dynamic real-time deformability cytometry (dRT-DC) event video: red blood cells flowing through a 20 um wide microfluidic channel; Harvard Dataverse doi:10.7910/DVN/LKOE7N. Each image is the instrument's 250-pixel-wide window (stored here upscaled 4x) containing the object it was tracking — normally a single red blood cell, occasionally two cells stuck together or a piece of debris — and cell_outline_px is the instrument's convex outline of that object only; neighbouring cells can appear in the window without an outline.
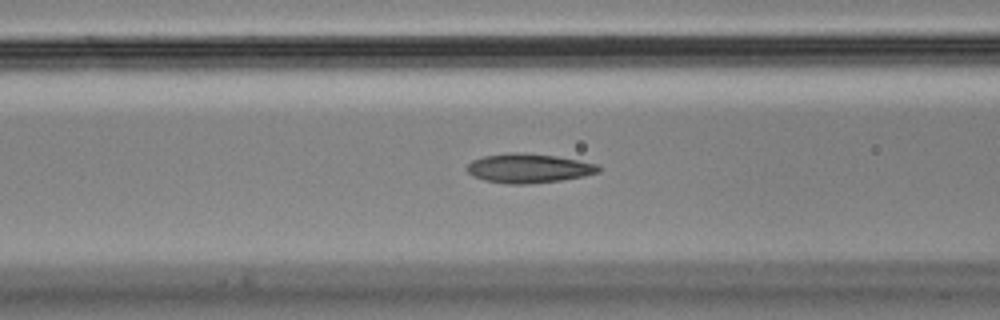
{"species": "Egyptian fruit bat (a non-hibernating species)", "species_latin": "Rousettus aegyptiacus", "temperature_condition": "cold", "stored_images_in_passage": 47, "camera_frame_rate_fps": 3000, "um_per_image_px": 0.085, "animal": {"sex": "male"}, "frame": {"image": 1, "passage_image": 20, "time_ms": 6.333, "image_size_px": [1000, 320], "cell_outline_px": [[600, 172], [584, 176], [560, 180], [528, 184], [508, 184], [484, 180], [472, 176], [468, 172], [468, 164], [472, 160], [484, 156], [512, 152], [516, 152], [556, 156], [596, 164], [600, 168]], "centroid_in_image_um": [44.91, 14.31], "position_along_channel_um": 121.7, "area_um2": 22.2}}
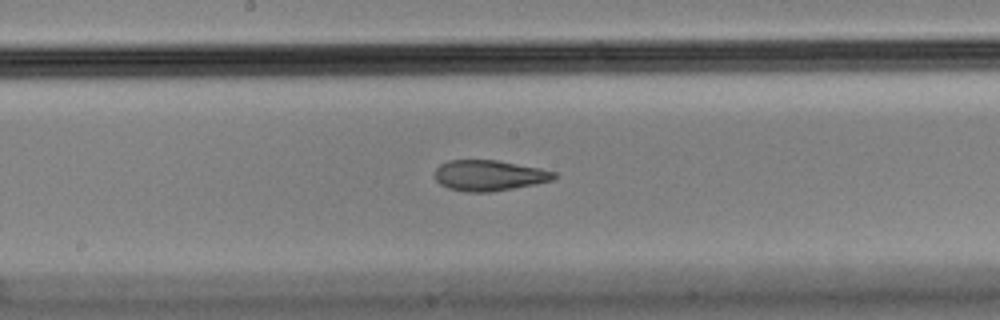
{"frame": {"image": 2, "passage_image": 27, "time_ms": 8.667, "image_size_px": [1000, 320], "cell_outline_px": [[556, 176], [552, 180], [536, 184], [492, 192], [468, 192], [448, 188], [440, 184], [436, 180], [436, 168], [440, 164], [448, 160], [496, 160], [540, 168], [556, 172]], "centroid_in_image_um": [41.57, 14.91], "position_along_channel_um": 206.6, "area_um2": 21.27}}
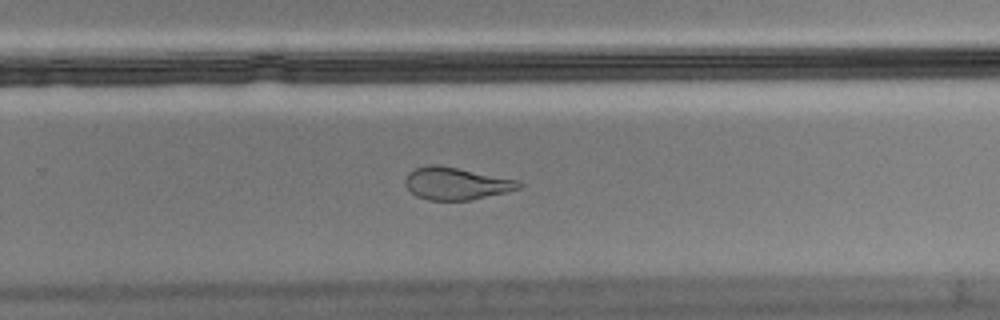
{"frame": {"image": 3, "passage_image": 34, "time_ms": 11.0, "image_size_px": [1000, 320], "cell_outline_px": [[524, 184], [520, 188], [508, 192], [472, 200], [428, 200], [416, 196], [404, 184], [404, 180], [408, 172], [416, 168], [428, 164], [436, 164], [516, 180]], "centroid_in_image_um": [38.74, 15.61], "position_along_channel_um": 291.1, "area_um2": 21.33}}